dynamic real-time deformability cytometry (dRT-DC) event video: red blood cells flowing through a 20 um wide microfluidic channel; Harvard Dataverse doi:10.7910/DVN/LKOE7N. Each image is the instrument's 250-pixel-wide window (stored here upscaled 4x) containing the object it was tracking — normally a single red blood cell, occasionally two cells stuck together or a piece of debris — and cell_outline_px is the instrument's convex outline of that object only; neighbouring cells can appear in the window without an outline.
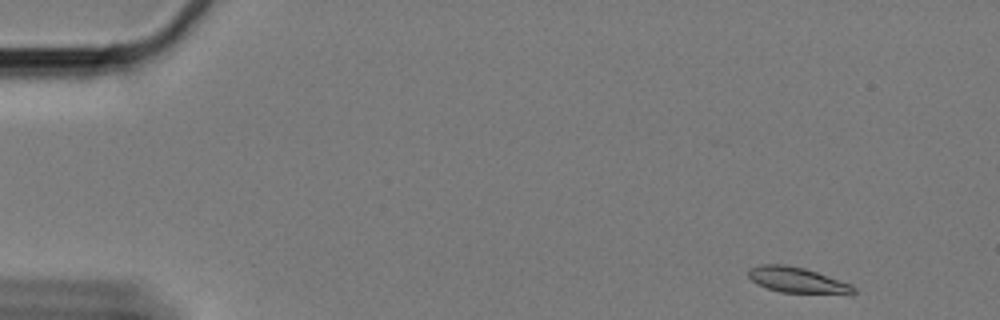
{"species": "Egyptian fruit bat (a non-hibernating species)", "species_latin": "Rousettus aegyptiacus", "temperature_condition": "cold", "stored_images_in_passage": 57, "camera_frame_rate_fps": 3000, "um_per_image_px": 0.085, "animal": {"sex": "female"}, "frame": {"image": 1, "passage_image": 1, "time_ms": 0.0, "image_size_px": [1000, 320], "cell_outline_px": [[856, 292], [780, 292], [756, 284], [748, 276], [748, 268], [760, 264], [780, 264], [804, 268], [852, 284], [856, 288]], "centroid_in_image_um": [67.66, 23.77], "position_along_channel_um": 17.3, "area_um2": 15.14}}
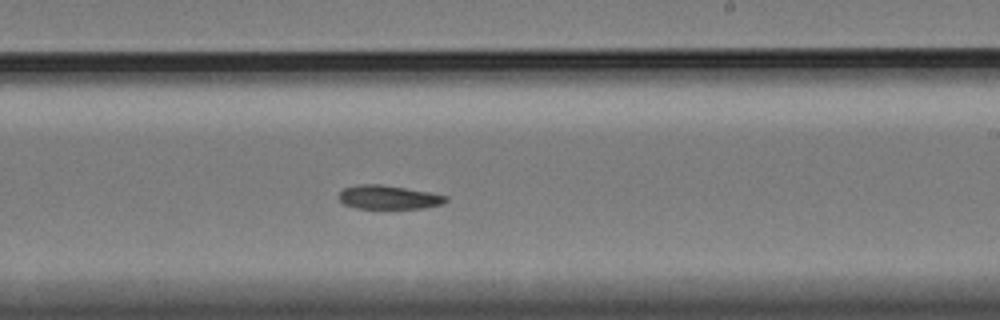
{"frame": {"image": 2, "passage_image": 33, "time_ms": 10.667, "image_size_px": [1000, 320], "cell_outline_px": [[448, 200], [444, 204], [424, 208], [356, 208], [344, 204], [340, 200], [340, 192], [344, 188], [360, 184], [380, 184], [428, 192], [448, 196]], "centroid_in_image_um": [33.06, 16.77], "position_along_channel_um": 255.9, "area_um2": 14.68}}
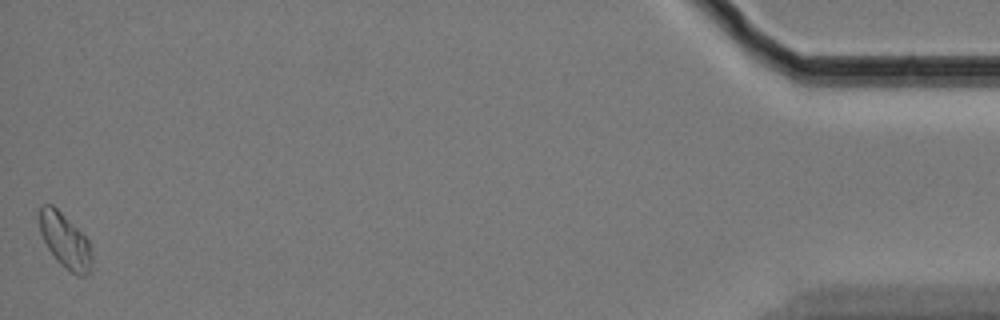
{"frame": {"image": 3, "passage_image": 57, "time_ms": 18.667, "image_size_px": [1000, 320], "cell_outline_px": [[92, 264], [88, 272], [84, 276], [76, 276], [64, 268], [56, 260], [48, 248], [40, 232], [40, 208], [44, 204], [52, 204], [88, 240], [92, 252]], "centroid_in_image_um": [5.54, 20.52], "position_along_channel_um": 429.7, "area_um2": 16.42}, "authors_computed_cell_mechanics": {"area_um2": 15.7794, "velocity_mm_per_s": 3.2528, "shape_relaxation_time_tau1_ms": 5.9959, "shape_relaxation_time_tau2_ms": null, "deformation_change_tau1": 0.1457, "deformation_change_tau2": null}}